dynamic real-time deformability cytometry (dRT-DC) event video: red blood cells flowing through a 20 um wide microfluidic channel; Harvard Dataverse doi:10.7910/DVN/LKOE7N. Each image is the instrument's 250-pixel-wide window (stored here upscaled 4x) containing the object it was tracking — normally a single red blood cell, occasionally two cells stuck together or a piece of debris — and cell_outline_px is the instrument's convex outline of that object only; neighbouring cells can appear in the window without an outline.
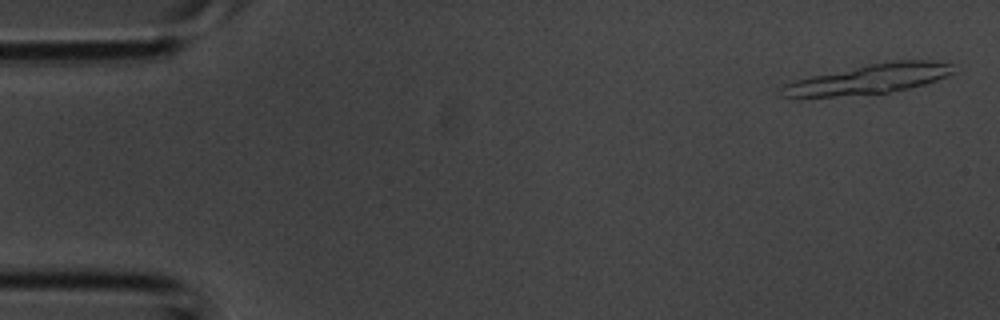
{"species": "common noctule bat (a hibernating species)", "species_latin": "Nyctalus noctula", "temperature_condition": "room temperature", "stored_images_in_passage": 27, "camera_frame_rate_fps": 3000, "um_per_image_px": 0.085, "animal": {"sex": "male", "body_mass_g": 20.1, "forearm_length_mm": 53.5}, "frame": {"image": 1, "passage_image": 1, "time_ms": 0.0, "image_size_px": [1000, 320], "cell_outline_px": [[952, 72], [936, 80], [924, 84], [908, 88], [888, 92], [800, 100], [780, 96], [776, 88], [792, 80], [808, 76], [868, 64], [892, 60], [932, 60], [952, 64]], "centroid_in_image_um": [73.61, 6.76], "position_along_channel_um": 11.4, "area_um2": 30.58}}